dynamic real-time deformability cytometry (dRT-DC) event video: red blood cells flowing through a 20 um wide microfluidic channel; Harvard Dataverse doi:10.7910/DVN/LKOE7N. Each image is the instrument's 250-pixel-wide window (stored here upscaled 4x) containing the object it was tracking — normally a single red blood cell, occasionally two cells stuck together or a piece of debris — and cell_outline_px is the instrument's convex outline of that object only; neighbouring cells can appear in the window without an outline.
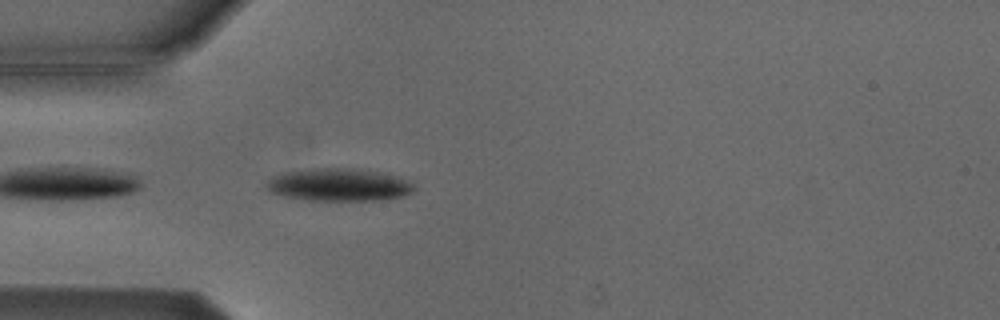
{"species": "Egyptian fruit bat (a non-hibernating species)", "species_latin": "Rousettus aegyptiacus", "temperature_condition": "cold", "stored_images_in_passage": 5, "camera_frame_rate_fps": 3000, "um_per_image_px": 0.085, "animal": {"sex": "male"}, "frame": {"image": 1, "passage_image": 5, "time_ms": 4.667, "image_size_px": [1000, 320], "cell_outline_px": [[416, 188], [412, 192], [404, 196], [376, 200], [308, 200], [284, 196], [268, 192], [264, 184], [272, 176], [288, 172], [324, 168], [352, 168], [388, 172], [408, 180]], "centroid_in_image_um": [28.84, 15.7], "position_along_channel_um": 56.2, "area_um2": 28.21}}